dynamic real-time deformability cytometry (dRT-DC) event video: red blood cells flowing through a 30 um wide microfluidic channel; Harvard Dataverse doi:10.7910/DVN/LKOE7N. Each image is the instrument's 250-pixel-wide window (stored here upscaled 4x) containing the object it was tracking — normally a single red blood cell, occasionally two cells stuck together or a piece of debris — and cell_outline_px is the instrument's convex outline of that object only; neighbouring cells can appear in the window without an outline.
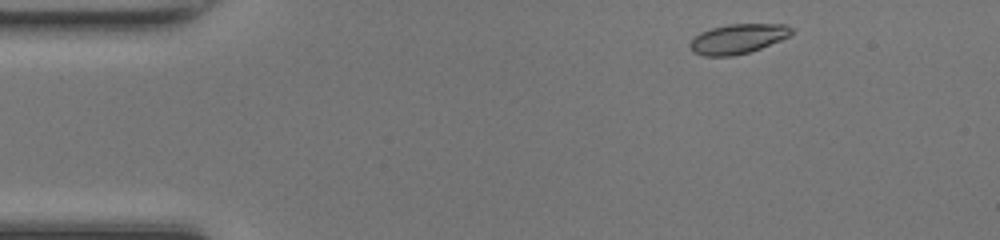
{"species": "common noctule bat (a hibernating species)", "species_latin": "Nyctalus noctula", "temperature_condition": "room temperature", "stored_images_in_passage": 44, "camera_frame_rate_fps": 3000, "um_per_image_px": 0.085, "animal": {"sex": "female", "body_mass_g": 17.0, "forearm_length_mm": 48.0}, "frame": {"image": 1, "passage_image": 2, "time_ms": 0.333, "image_size_px": [1000, 240], "cell_outline_px": [[796, 32], [780, 40], [760, 48], [748, 52], [732, 56], [704, 56], [692, 52], [688, 44], [700, 32], [712, 28], [728, 24], [784, 24], [792, 28]], "centroid_in_image_um": [62.71, 3.3], "position_along_channel_um": 22.3, "area_um2": 17.51}}
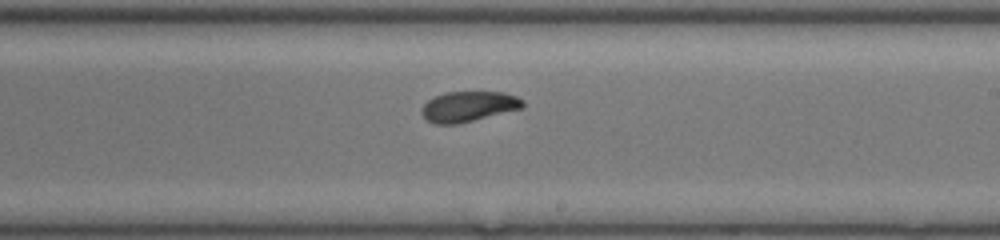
{"frame": {"image": 2, "passage_image": 24, "time_ms": 7.667, "image_size_px": [1000, 240], "cell_outline_px": [[524, 108], [456, 124], [436, 124], [428, 120], [420, 112], [424, 104], [428, 100], [444, 92], [504, 92], [516, 96], [524, 100]], "centroid_in_image_um": [39.85, 9.04], "position_along_channel_um": 249.2, "area_um2": 17.8}}
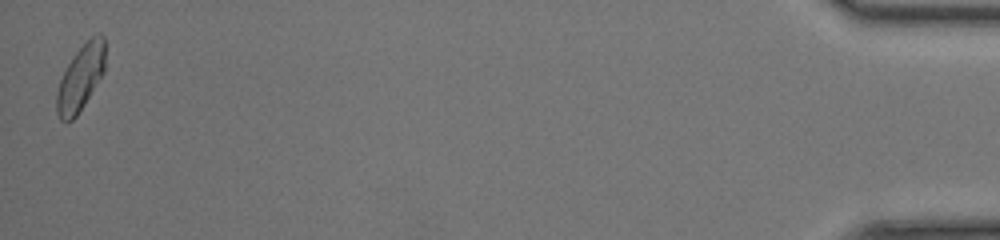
{"frame": {"image": 3, "passage_image": 44, "time_ms": 14.333, "image_size_px": [1000, 240], "cell_outline_px": [[104, 72], [84, 104], [76, 116], [72, 120], [64, 124], [60, 120], [56, 112], [56, 92], [60, 80], [72, 56], [96, 32], [100, 32], [104, 36]], "centroid_in_image_um": [6.83, 6.63], "position_along_channel_um": 428.4, "area_um2": 18.5}, "authors_computed_cell_mechanics": {"area_um2": 18.0914, "velocity_mm_per_s": 4.2029, "shape_relaxation_time_tau1_ms": 3.6766, "shape_relaxation_time_tau2_ms": 2.3005, "deformation_change_tau1": 0.1035, "deformation_change_tau2": 0.0681}}